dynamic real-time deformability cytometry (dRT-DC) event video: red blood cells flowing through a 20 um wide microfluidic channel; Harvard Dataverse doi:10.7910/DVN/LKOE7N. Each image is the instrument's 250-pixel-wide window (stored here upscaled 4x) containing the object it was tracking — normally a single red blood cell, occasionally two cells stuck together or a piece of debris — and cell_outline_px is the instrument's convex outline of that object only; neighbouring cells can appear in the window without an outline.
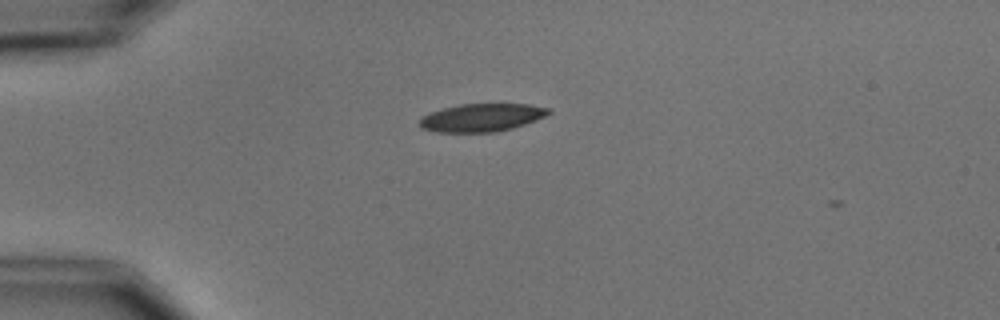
{"species": "common noctule bat (a hibernating species)", "species_latin": "Nyctalus noctula", "temperature_condition": "cold", "stored_images_in_passage": 2, "camera_frame_rate_fps": 3000, "um_per_image_px": 0.085, "animal": {"sex": "male", "body_mass_g": 15.6}, "frame": {"image": 1, "passage_image": 1, "time_ms": 0.0, "image_size_px": [1000, 320], "cell_outline_px": [[552, 112], [536, 120], [512, 128], [496, 132], [436, 132], [420, 128], [420, 116], [428, 112], [460, 104], [528, 104], [552, 108]], "centroid_in_image_um": [40.93, 9.99], "position_along_channel_um": 44.1, "area_um2": 21.15}}